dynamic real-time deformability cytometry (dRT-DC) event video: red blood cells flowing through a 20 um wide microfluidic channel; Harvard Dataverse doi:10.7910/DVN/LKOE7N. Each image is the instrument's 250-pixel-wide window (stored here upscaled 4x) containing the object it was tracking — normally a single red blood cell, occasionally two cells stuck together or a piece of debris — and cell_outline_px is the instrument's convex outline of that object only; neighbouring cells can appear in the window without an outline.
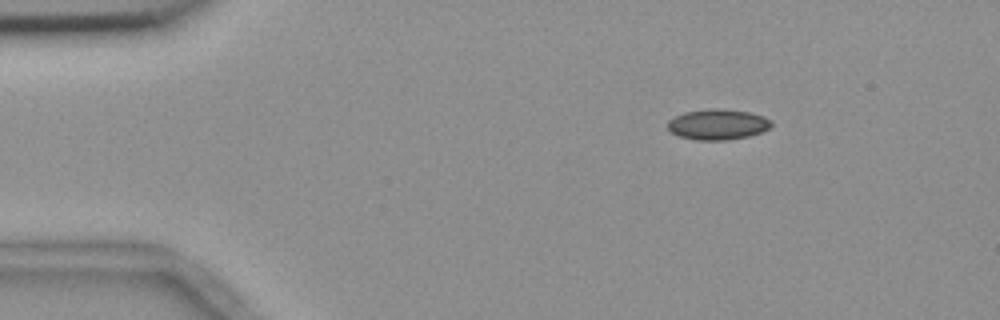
{"species": "common noctule bat (a hibernating species)", "species_latin": "Nyctalus noctula", "temperature_condition": "room temperature", "stored_images_in_passage": 48, "camera_frame_rate_fps": 3000, "um_per_image_px": 0.085, "animal": {"sex": "female", "body_mass_g": 18.4}, "frame": {"image": 1, "passage_image": 1, "time_ms": 0.0, "image_size_px": [1000, 320], "cell_outline_px": [[772, 124], [768, 128], [760, 132], [748, 136], [728, 140], [696, 140], [680, 136], [672, 132], [668, 128], [668, 120], [684, 112], [712, 108], [724, 108], [748, 112], [764, 116], [772, 120]], "centroid_in_image_um": [61.02, 10.56], "position_along_channel_um": 24.0, "area_um2": 18.44}}
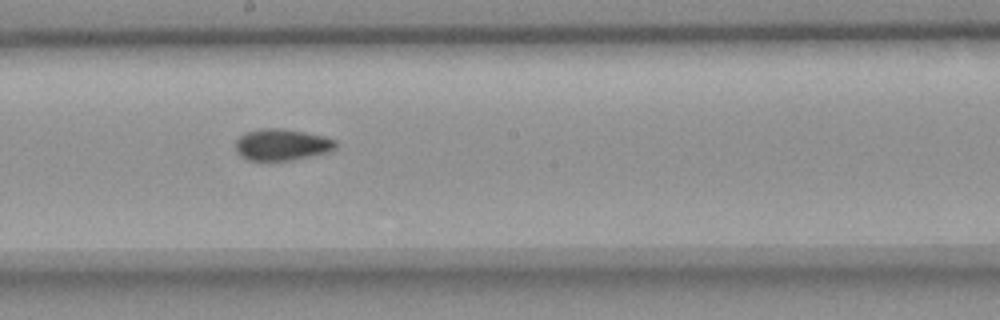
{"frame": {"image": 2, "passage_image": 23, "time_ms": 7.333, "image_size_px": [1000, 320], "cell_outline_px": [[336, 148], [328, 152], [292, 160], [248, 160], [240, 156], [236, 152], [236, 140], [244, 132], [260, 128], [280, 128], [304, 132], [324, 136], [336, 140]], "centroid_in_image_um": [23.93, 12.29], "position_along_channel_um": 224.3, "area_um2": 18.44}}
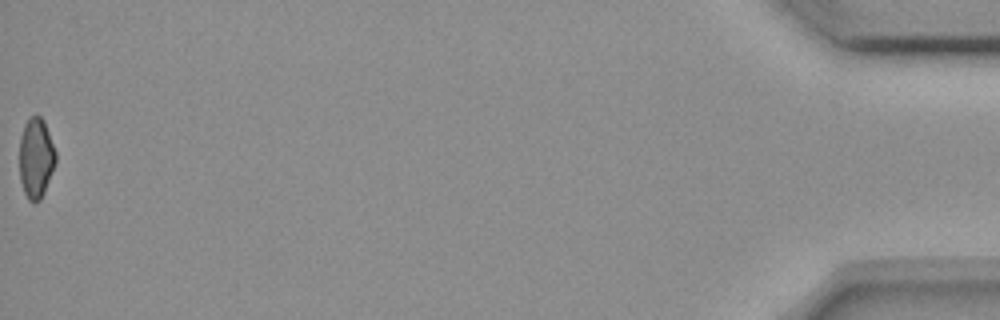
{"frame": {"image": 3, "passage_image": 48, "time_ms": 15.667, "image_size_px": [1000, 320], "cell_outline_px": [[56, 164], [44, 192], [40, 200], [36, 204], [32, 204], [28, 200], [24, 192], [20, 180], [20, 136], [24, 124], [32, 116], [40, 116], [44, 120], [56, 152]], "centroid_in_image_um": [3.06, 13.47], "position_along_channel_um": 432.1, "area_um2": 17.11}, "authors_computed_cell_mechanics": {"area_um2": 18.0914, "velocity_mm_per_s": 3.6981, "shape_relaxation_time_tau1_ms": null, "shape_relaxation_time_tau2_ms": 4.0713, "deformation_change_tau1": null, "deformation_change_tau2": 0.07}}